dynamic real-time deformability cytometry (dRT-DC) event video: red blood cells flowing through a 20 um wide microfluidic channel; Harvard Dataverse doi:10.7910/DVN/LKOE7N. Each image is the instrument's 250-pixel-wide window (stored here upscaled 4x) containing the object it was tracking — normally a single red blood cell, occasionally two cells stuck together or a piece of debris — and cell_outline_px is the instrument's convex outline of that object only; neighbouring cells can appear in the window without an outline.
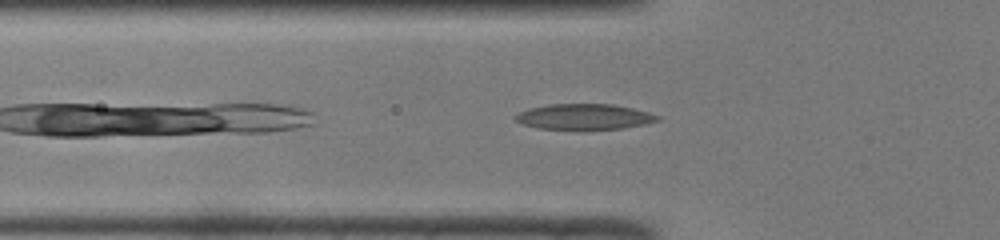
{"species": "common noctule bat (a hibernating species)", "species_latin": "Nyctalus noctula", "temperature_condition": "room temperature", "stored_images_in_passage": 30, "camera_frame_rate_fps": 3000, "um_per_image_px": 0.085, "animal": {"sex": "male", "body_mass_g": 19.0, "forearm_length_mm": 50.8}, "frame": {"image": 1, "passage_image": 4, "time_ms": 1.0, "image_size_px": [1000, 240], "cell_outline_px": [[660, 120], [644, 124], [624, 128], [536, 128], [524, 124], [516, 120], [512, 116], [528, 108], [548, 104], [612, 104], [632, 108], [648, 112], [660, 116]], "centroid_in_image_um": [49.65, 9.9], "position_along_channel_um": 76.1, "area_um2": 20.81}}
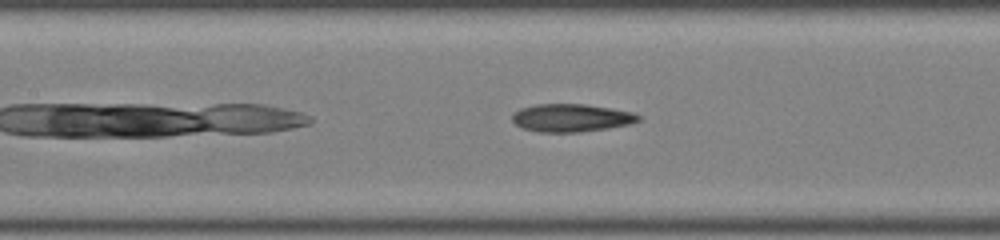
{"frame": {"image": 2, "passage_image": 10, "time_ms": 3.0, "image_size_px": [1000, 240], "cell_outline_px": [[640, 120], [628, 124], [608, 128], [576, 132], [540, 132], [524, 128], [516, 124], [512, 120], [512, 112], [520, 108], [536, 104], [584, 104], [632, 112], [640, 116]], "centroid_in_image_um": [48.51, 10.01], "position_along_channel_um": 158.9, "area_um2": 20.29}}
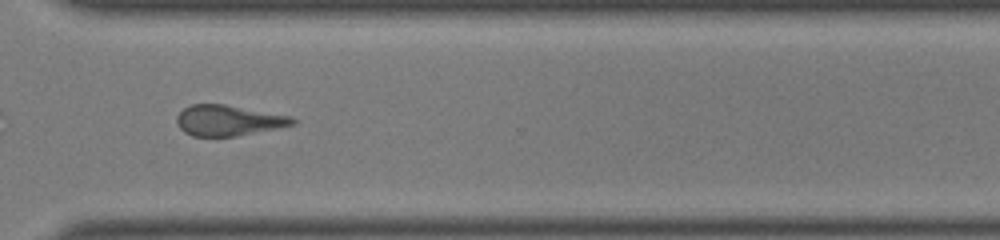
{"frame": {"image": 3, "passage_image": 24, "time_ms": 7.667, "image_size_px": [1000, 240], "cell_outline_px": [[296, 124], [236, 136], [192, 136], [184, 132], [176, 124], [176, 116], [184, 108], [192, 104], [224, 104], [292, 116], [296, 120]], "centroid_in_image_um": [19.39, 10.23], "position_along_channel_um": 351.2, "area_um2": 20.63}, "authors_computed_cell_mechanics": {"area_um2": 20.519, "velocity_mm_per_s": 4.1161, "shape_relaxation_time_tau1_ms": 4.6184, "shape_relaxation_time_tau2_ms": 5.3515, "deformation_change_tau1": 0.1402, "deformation_change_tau2": 0.1717}}